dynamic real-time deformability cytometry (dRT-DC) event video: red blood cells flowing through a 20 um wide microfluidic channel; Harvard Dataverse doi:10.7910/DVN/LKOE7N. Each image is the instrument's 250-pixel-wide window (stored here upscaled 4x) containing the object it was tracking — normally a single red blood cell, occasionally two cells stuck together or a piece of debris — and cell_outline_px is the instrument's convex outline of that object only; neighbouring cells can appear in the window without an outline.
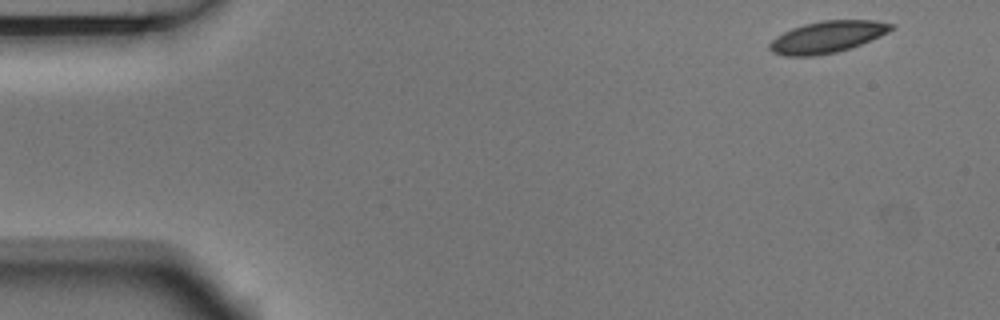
{"species": "Egyptian fruit bat (a non-hibernating species)", "species_latin": "Rousettus aegyptiacus", "temperature_condition": "room temperature", "stored_images_in_passage": 3, "camera_frame_rate_fps": 3000, "um_per_image_px": 0.085, "animal": {"sex": "male"}, "frame": {"image": 1, "passage_image": 1, "time_ms": 0.0, "image_size_px": [1000, 320], "cell_outline_px": [[896, 28], [880, 36], [860, 44], [836, 52], [812, 56], [784, 56], [772, 52], [768, 48], [768, 44], [776, 36], [792, 28], [804, 24], [820, 20], [876, 20], [896, 24]], "centroid_in_image_um": [70.32, 3.13], "position_along_channel_um": 14.7, "area_um2": 22.54}}
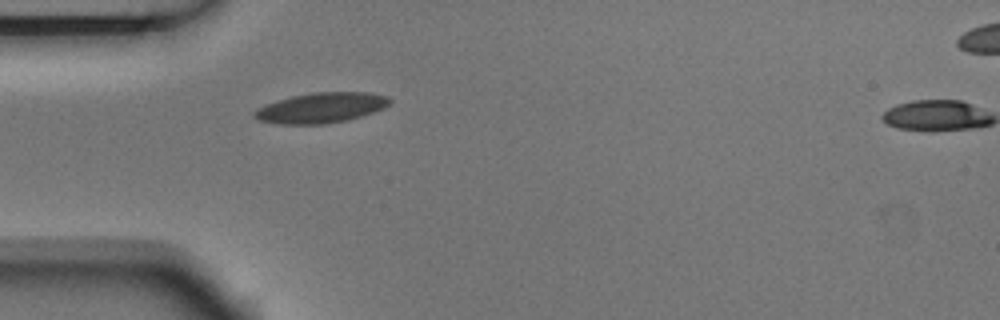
{"frame": {"image": 2, "passage_image": 2, "time_ms": 0.333, "image_size_px": [1000, 320], "cell_outline_px": [[392, 100], [384, 108], [348, 120], [324, 124], [280, 124], [260, 120], [252, 116], [252, 112], [256, 108], [276, 100], [292, 96], [312, 92], [368, 92], [388, 96]], "centroid_in_image_um": [27.27, 9.15], "position_along_channel_um": 57.7, "area_um2": 23.93}}